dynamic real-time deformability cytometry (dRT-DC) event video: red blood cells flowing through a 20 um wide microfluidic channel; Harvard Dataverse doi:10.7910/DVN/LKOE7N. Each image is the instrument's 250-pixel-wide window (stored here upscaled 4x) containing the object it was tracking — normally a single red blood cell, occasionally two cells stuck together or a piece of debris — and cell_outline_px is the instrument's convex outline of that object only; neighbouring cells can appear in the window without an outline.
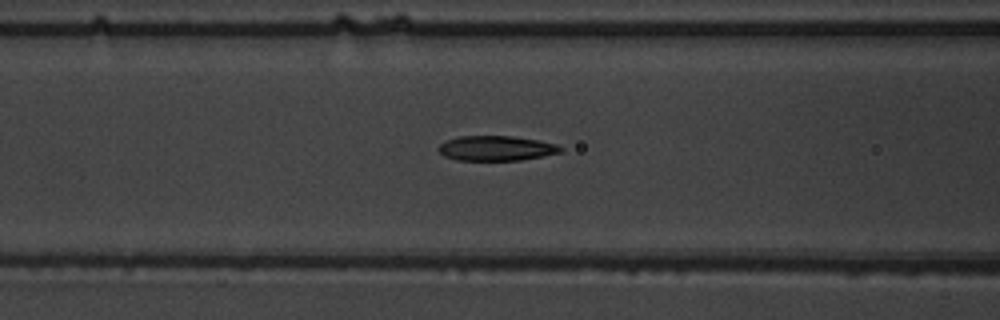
{"species": "common noctule bat (a hibernating species)", "species_latin": "Nyctalus noctula", "temperature_condition": "warm", "stored_images_in_passage": 38, "camera_frame_rate_fps": 3000, "um_per_image_px": 0.085, "animal": {"sex": "male", "body_mass_g": 19.5, "forearm_length_mm": 54.6}, "frame": {"image": 1, "passage_image": 17, "time_ms": 5.333, "image_size_px": [1000, 320], "cell_outline_px": [[564, 148], [560, 152], [544, 156], [520, 160], [456, 160], [444, 156], [436, 148], [440, 144], [448, 140], [460, 136], [512, 136], [540, 140], [556, 144]], "centroid_in_image_um": [42.19, 12.6], "position_along_channel_um": 124.4, "area_um2": 17.74}}
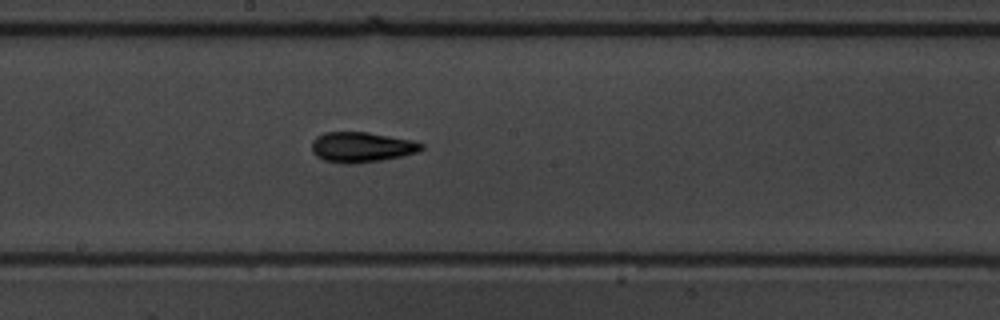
{"frame": {"image": 2, "passage_image": 24, "time_ms": 7.667, "image_size_px": [1000, 320], "cell_outline_px": [[424, 148], [416, 152], [400, 156], [380, 160], [352, 164], [344, 164], [324, 160], [316, 156], [312, 152], [312, 140], [316, 136], [324, 132], [368, 132], [412, 140], [424, 144]], "centroid_in_image_um": [30.7, 12.5], "position_along_channel_um": 217.5, "area_um2": 19.31}}
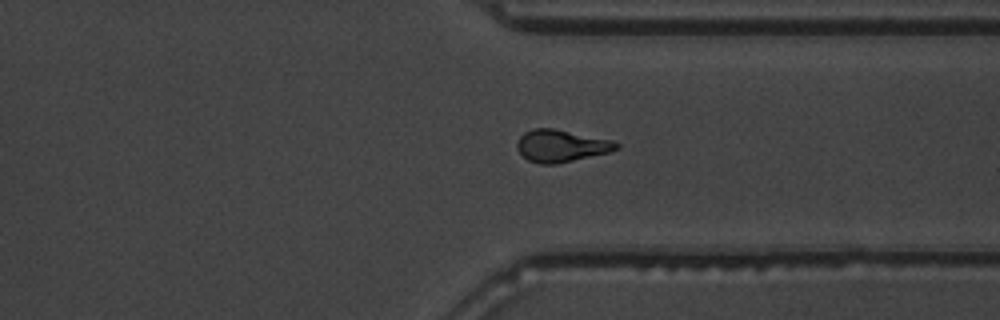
{"frame": {"image": 3, "passage_image": 35, "time_ms": 11.333, "image_size_px": [1000, 320], "cell_outline_px": [[620, 148], [608, 152], [556, 164], [540, 164], [528, 160], [516, 148], [516, 144], [520, 136], [524, 132], [532, 128], [552, 128], [612, 140], [620, 144]], "centroid_in_image_um": [47.68, 12.39], "position_along_channel_um": 363.7, "area_um2": 18.5}}